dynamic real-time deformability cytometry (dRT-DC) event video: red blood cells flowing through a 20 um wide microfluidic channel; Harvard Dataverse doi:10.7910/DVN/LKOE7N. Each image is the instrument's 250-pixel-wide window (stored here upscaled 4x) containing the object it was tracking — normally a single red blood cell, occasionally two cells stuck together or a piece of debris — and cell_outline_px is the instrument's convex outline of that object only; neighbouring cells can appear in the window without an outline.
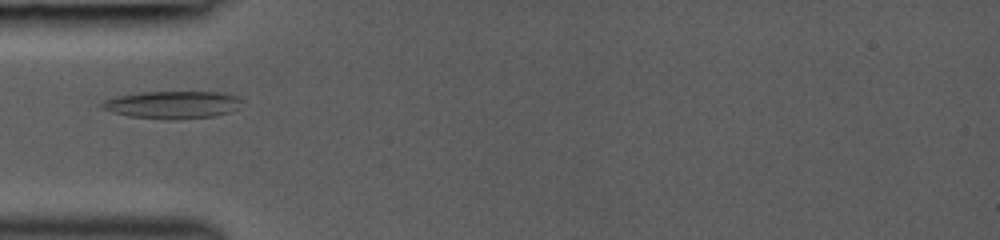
{"species": "common noctule bat (a hibernating species)", "species_latin": "Nyctalus noctula", "temperature_condition": "room temperature", "stored_images_in_passage": 2, "camera_frame_rate_fps": 3000, "um_per_image_px": 0.085, "animal": {"sex": "female", "body_mass_g": 19.0, "forearm_length_mm": 53.3}, "frame": {"image": 1, "passage_image": 1, "time_ms": 0.0, "image_size_px": [1000, 240], "cell_outline_px": [[244, 100], [240, 108], [232, 112], [216, 116], [176, 120], [164, 120], [132, 116], [112, 112], [100, 108], [100, 104], [104, 100], [120, 96], [144, 92], [220, 92], [236, 96]], "centroid_in_image_um": [14.74, 8.92], "position_along_channel_um": 70.3, "area_um2": 22.72}}